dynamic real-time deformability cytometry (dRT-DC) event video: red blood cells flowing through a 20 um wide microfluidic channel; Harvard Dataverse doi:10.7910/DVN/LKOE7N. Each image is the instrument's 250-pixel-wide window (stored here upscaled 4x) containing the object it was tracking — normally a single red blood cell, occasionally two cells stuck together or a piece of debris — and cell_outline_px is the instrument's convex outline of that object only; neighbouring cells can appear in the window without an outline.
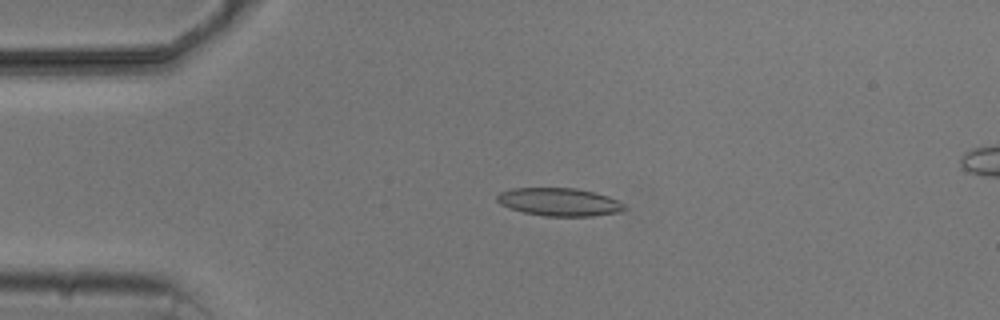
{"species": "common noctule bat (a hibernating species)", "species_latin": "Nyctalus noctula", "temperature_condition": "cold", "stored_images_in_passage": 5, "camera_frame_rate_fps": 3000, "um_per_image_px": 0.085, "animal": {"sex": "male", "body_mass_g": 20.5, "forearm_length_mm": 52.5}, "frame": {"image": 1, "passage_image": 3, "time_ms": 3.333, "image_size_px": [1000, 320], "cell_outline_px": [[628, 208], [620, 212], [592, 216], [544, 216], [524, 212], [500, 204], [496, 200], [496, 196], [500, 192], [512, 188], [576, 188], [608, 196], [624, 204]], "centroid_in_image_um": [47.54, 17.17], "position_along_channel_um": 37.5, "area_um2": 20.69}}